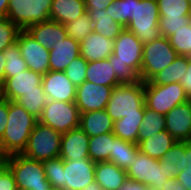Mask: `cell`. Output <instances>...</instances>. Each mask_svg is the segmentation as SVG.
<instances>
[{"mask_svg": "<svg viewBox=\"0 0 191 190\" xmlns=\"http://www.w3.org/2000/svg\"><path fill=\"white\" fill-rule=\"evenodd\" d=\"M40 190H61V189L50 186L49 188H41Z\"/></svg>", "mask_w": 191, "mask_h": 190, "instance_id": "obj_56", "label": "cell"}, {"mask_svg": "<svg viewBox=\"0 0 191 190\" xmlns=\"http://www.w3.org/2000/svg\"><path fill=\"white\" fill-rule=\"evenodd\" d=\"M185 160V142L177 141L165 154L159 159L164 166L173 168L177 173L184 171Z\"/></svg>", "mask_w": 191, "mask_h": 190, "instance_id": "obj_38", "label": "cell"}, {"mask_svg": "<svg viewBox=\"0 0 191 190\" xmlns=\"http://www.w3.org/2000/svg\"><path fill=\"white\" fill-rule=\"evenodd\" d=\"M43 75L32 70H24L16 76L7 78L0 89V96L6 100L16 101L24 93L30 91H43Z\"/></svg>", "mask_w": 191, "mask_h": 190, "instance_id": "obj_15", "label": "cell"}, {"mask_svg": "<svg viewBox=\"0 0 191 190\" xmlns=\"http://www.w3.org/2000/svg\"><path fill=\"white\" fill-rule=\"evenodd\" d=\"M9 156L10 155L4 149L3 142L0 140V169L7 167Z\"/></svg>", "mask_w": 191, "mask_h": 190, "instance_id": "obj_51", "label": "cell"}, {"mask_svg": "<svg viewBox=\"0 0 191 190\" xmlns=\"http://www.w3.org/2000/svg\"><path fill=\"white\" fill-rule=\"evenodd\" d=\"M65 27L68 36L72 37L78 43L85 40L93 32V22L87 12L73 22L65 24Z\"/></svg>", "mask_w": 191, "mask_h": 190, "instance_id": "obj_37", "label": "cell"}, {"mask_svg": "<svg viewBox=\"0 0 191 190\" xmlns=\"http://www.w3.org/2000/svg\"><path fill=\"white\" fill-rule=\"evenodd\" d=\"M177 56V52L166 37L161 36L159 39L144 43L140 80L142 82L149 81L170 65Z\"/></svg>", "mask_w": 191, "mask_h": 190, "instance_id": "obj_8", "label": "cell"}, {"mask_svg": "<svg viewBox=\"0 0 191 190\" xmlns=\"http://www.w3.org/2000/svg\"><path fill=\"white\" fill-rule=\"evenodd\" d=\"M176 178L184 186L185 190H191V168L187 169L185 166L184 171L177 173Z\"/></svg>", "mask_w": 191, "mask_h": 190, "instance_id": "obj_48", "label": "cell"}, {"mask_svg": "<svg viewBox=\"0 0 191 190\" xmlns=\"http://www.w3.org/2000/svg\"><path fill=\"white\" fill-rule=\"evenodd\" d=\"M114 40L103 37L97 32H91L80 42V56L87 62L108 59L113 53Z\"/></svg>", "mask_w": 191, "mask_h": 190, "instance_id": "obj_20", "label": "cell"}, {"mask_svg": "<svg viewBox=\"0 0 191 190\" xmlns=\"http://www.w3.org/2000/svg\"><path fill=\"white\" fill-rule=\"evenodd\" d=\"M42 164L50 185L61 189V170L64 168V160L58 157L42 161Z\"/></svg>", "mask_w": 191, "mask_h": 190, "instance_id": "obj_43", "label": "cell"}, {"mask_svg": "<svg viewBox=\"0 0 191 190\" xmlns=\"http://www.w3.org/2000/svg\"><path fill=\"white\" fill-rule=\"evenodd\" d=\"M114 121L106 110L80 113L79 127L89 136H100L113 132Z\"/></svg>", "mask_w": 191, "mask_h": 190, "instance_id": "obj_23", "label": "cell"}, {"mask_svg": "<svg viewBox=\"0 0 191 190\" xmlns=\"http://www.w3.org/2000/svg\"><path fill=\"white\" fill-rule=\"evenodd\" d=\"M9 100L0 97V140L8 124Z\"/></svg>", "mask_w": 191, "mask_h": 190, "instance_id": "obj_46", "label": "cell"}, {"mask_svg": "<svg viewBox=\"0 0 191 190\" xmlns=\"http://www.w3.org/2000/svg\"><path fill=\"white\" fill-rule=\"evenodd\" d=\"M43 91L49 100L75 102L76 87L64 71H48L42 79Z\"/></svg>", "mask_w": 191, "mask_h": 190, "instance_id": "obj_17", "label": "cell"}, {"mask_svg": "<svg viewBox=\"0 0 191 190\" xmlns=\"http://www.w3.org/2000/svg\"><path fill=\"white\" fill-rule=\"evenodd\" d=\"M163 187V190H185L176 177L168 179L167 183L163 184Z\"/></svg>", "mask_w": 191, "mask_h": 190, "instance_id": "obj_50", "label": "cell"}, {"mask_svg": "<svg viewBox=\"0 0 191 190\" xmlns=\"http://www.w3.org/2000/svg\"><path fill=\"white\" fill-rule=\"evenodd\" d=\"M159 19L156 0H134L133 17L126 29L133 32L141 42L149 43L161 37Z\"/></svg>", "mask_w": 191, "mask_h": 190, "instance_id": "obj_5", "label": "cell"}, {"mask_svg": "<svg viewBox=\"0 0 191 190\" xmlns=\"http://www.w3.org/2000/svg\"><path fill=\"white\" fill-rule=\"evenodd\" d=\"M95 162L90 158L64 161L61 170V190H81L95 180Z\"/></svg>", "mask_w": 191, "mask_h": 190, "instance_id": "obj_12", "label": "cell"}, {"mask_svg": "<svg viewBox=\"0 0 191 190\" xmlns=\"http://www.w3.org/2000/svg\"><path fill=\"white\" fill-rule=\"evenodd\" d=\"M134 0H115L110 4L106 11H109V16L126 28L129 21L133 17Z\"/></svg>", "mask_w": 191, "mask_h": 190, "instance_id": "obj_36", "label": "cell"}, {"mask_svg": "<svg viewBox=\"0 0 191 190\" xmlns=\"http://www.w3.org/2000/svg\"><path fill=\"white\" fill-rule=\"evenodd\" d=\"M49 99L44 91H30L18 98L15 102L21 105L28 113L35 116L37 119L42 115L44 106Z\"/></svg>", "mask_w": 191, "mask_h": 190, "instance_id": "obj_33", "label": "cell"}, {"mask_svg": "<svg viewBox=\"0 0 191 190\" xmlns=\"http://www.w3.org/2000/svg\"><path fill=\"white\" fill-rule=\"evenodd\" d=\"M190 23V16L160 17L158 29L160 30L161 36L168 38L176 31L180 30L186 25H189Z\"/></svg>", "mask_w": 191, "mask_h": 190, "instance_id": "obj_41", "label": "cell"}, {"mask_svg": "<svg viewBox=\"0 0 191 190\" xmlns=\"http://www.w3.org/2000/svg\"><path fill=\"white\" fill-rule=\"evenodd\" d=\"M166 131L179 142H191V100L178 104L165 115Z\"/></svg>", "mask_w": 191, "mask_h": 190, "instance_id": "obj_16", "label": "cell"}, {"mask_svg": "<svg viewBox=\"0 0 191 190\" xmlns=\"http://www.w3.org/2000/svg\"><path fill=\"white\" fill-rule=\"evenodd\" d=\"M5 64L6 59L4 58L3 51H0V89L3 87L5 82Z\"/></svg>", "mask_w": 191, "mask_h": 190, "instance_id": "obj_52", "label": "cell"}, {"mask_svg": "<svg viewBox=\"0 0 191 190\" xmlns=\"http://www.w3.org/2000/svg\"><path fill=\"white\" fill-rule=\"evenodd\" d=\"M26 31L44 48L52 46L68 36L65 25L49 20L29 26Z\"/></svg>", "mask_w": 191, "mask_h": 190, "instance_id": "obj_21", "label": "cell"}, {"mask_svg": "<svg viewBox=\"0 0 191 190\" xmlns=\"http://www.w3.org/2000/svg\"><path fill=\"white\" fill-rule=\"evenodd\" d=\"M0 190H18L14 175L8 167L0 169Z\"/></svg>", "mask_w": 191, "mask_h": 190, "instance_id": "obj_44", "label": "cell"}, {"mask_svg": "<svg viewBox=\"0 0 191 190\" xmlns=\"http://www.w3.org/2000/svg\"><path fill=\"white\" fill-rule=\"evenodd\" d=\"M144 96L146 107L163 115L189 100L180 83L156 85L145 82Z\"/></svg>", "mask_w": 191, "mask_h": 190, "instance_id": "obj_10", "label": "cell"}, {"mask_svg": "<svg viewBox=\"0 0 191 190\" xmlns=\"http://www.w3.org/2000/svg\"><path fill=\"white\" fill-rule=\"evenodd\" d=\"M16 43L29 70L41 75L49 71V49L40 45L26 30L19 32Z\"/></svg>", "mask_w": 191, "mask_h": 190, "instance_id": "obj_13", "label": "cell"}, {"mask_svg": "<svg viewBox=\"0 0 191 190\" xmlns=\"http://www.w3.org/2000/svg\"><path fill=\"white\" fill-rule=\"evenodd\" d=\"M144 115H131L114 122L113 133L122 140L138 144V133Z\"/></svg>", "mask_w": 191, "mask_h": 190, "instance_id": "obj_31", "label": "cell"}, {"mask_svg": "<svg viewBox=\"0 0 191 190\" xmlns=\"http://www.w3.org/2000/svg\"><path fill=\"white\" fill-rule=\"evenodd\" d=\"M184 166L191 168V142H185V160Z\"/></svg>", "mask_w": 191, "mask_h": 190, "instance_id": "obj_53", "label": "cell"}, {"mask_svg": "<svg viewBox=\"0 0 191 190\" xmlns=\"http://www.w3.org/2000/svg\"><path fill=\"white\" fill-rule=\"evenodd\" d=\"M21 29L7 17L0 18V51L16 43Z\"/></svg>", "mask_w": 191, "mask_h": 190, "instance_id": "obj_40", "label": "cell"}, {"mask_svg": "<svg viewBox=\"0 0 191 190\" xmlns=\"http://www.w3.org/2000/svg\"><path fill=\"white\" fill-rule=\"evenodd\" d=\"M143 42L126 28L114 40L113 53L108 58L113 64L119 84H133L140 81Z\"/></svg>", "mask_w": 191, "mask_h": 190, "instance_id": "obj_1", "label": "cell"}, {"mask_svg": "<svg viewBox=\"0 0 191 190\" xmlns=\"http://www.w3.org/2000/svg\"><path fill=\"white\" fill-rule=\"evenodd\" d=\"M7 167L14 175L18 190H40L51 186L46 178L42 161L14 154L9 156Z\"/></svg>", "mask_w": 191, "mask_h": 190, "instance_id": "obj_6", "label": "cell"}, {"mask_svg": "<svg viewBox=\"0 0 191 190\" xmlns=\"http://www.w3.org/2000/svg\"><path fill=\"white\" fill-rule=\"evenodd\" d=\"M176 142L177 141L164 130L141 141L138 144V148L141 153L159 160Z\"/></svg>", "mask_w": 191, "mask_h": 190, "instance_id": "obj_26", "label": "cell"}, {"mask_svg": "<svg viewBox=\"0 0 191 190\" xmlns=\"http://www.w3.org/2000/svg\"><path fill=\"white\" fill-rule=\"evenodd\" d=\"M119 190H152L149 186H146L137 181L127 179V181L123 184L121 189Z\"/></svg>", "mask_w": 191, "mask_h": 190, "instance_id": "obj_49", "label": "cell"}, {"mask_svg": "<svg viewBox=\"0 0 191 190\" xmlns=\"http://www.w3.org/2000/svg\"><path fill=\"white\" fill-rule=\"evenodd\" d=\"M113 87L84 81L76 88L75 104L80 113L104 110Z\"/></svg>", "mask_w": 191, "mask_h": 190, "instance_id": "obj_14", "label": "cell"}, {"mask_svg": "<svg viewBox=\"0 0 191 190\" xmlns=\"http://www.w3.org/2000/svg\"><path fill=\"white\" fill-rule=\"evenodd\" d=\"M53 0H9L7 18L21 30L50 20Z\"/></svg>", "mask_w": 191, "mask_h": 190, "instance_id": "obj_9", "label": "cell"}, {"mask_svg": "<svg viewBox=\"0 0 191 190\" xmlns=\"http://www.w3.org/2000/svg\"><path fill=\"white\" fill-rule=\"evenodd\" d=\"M87 64L88 62L82 56H79L64 70L67 78L76 88L86 81Z\"/></svg>", "mask_w": 191, "mask_h": 190, "instance_id": "obj_42", "label": "cell"}, {"mask_svg": "<svg viewBox=\"0 0 191 190\" xmlns=\"http://www.w3.org/2000/svg\"><path fill=\"white\" fill-rule=\"evenodd\" d=\"M49 55V70L64 71L74 59L80 56V43L66 36L64 40L52 46Z\"/></svg>", "mask_w": 191, "mask_h": 190, "instance_id": "obj_19", "label": "cell"}, {"mask_svg": "<svg viewBox=\"0 0 191 190\" xmlns=\"http://www.w3.org/2000/svg\"><path fill=\"white\" fill-rule=\"evenodd\" d=\"M86 6V12L88 14H95L103 9H106L115 0H84Z\"/></svg>", "mask_w": 191, "mask_h": 190, "instance_id": "obj_45", "label": "cell"}, {"mask_svg": "<svg viewBox=\"0 0 191 190\" xmlns=\"http://www.w3.org/2000/svg\"><path fill=\"white\" fill-rule=\"evenodd\" d=\"M89 138L80 127L62 134L59 157L74 162L80 158H89Z\"/></svg>", "mask_w": 191, "mask_h": 190, "instance_id": "obj_18", "label": "cell"}, {"mask_svg": "<svg viewBox=\"0 0 191 190\" xmlns=\"http://www.w3.org/2000/svg\"><path fill=\"white\" fill-rule=\"evenodd\" d=\"M9 0H0V17H6Z\"/></svg>", "mask_w": 191, "mask_h": 190, "instance_id": "obj_54", "label": "cell"}, {"mask_svg": "<svg viewBox=\"0 0 191 190\" xmlns=\"http://www.w3.org/2000/svg\"><path fill=\"white\" fill-rule=\"evenodd\" d=\"M114 137L113 132L90 137L88 148L89 158L95 163L109 161Z\"/></svg>", "mask_w": 191, "mask_h": 190, "instance_id": "obj_30", "label": "cell"}, {"mask_svg": "<svg viewBox=\"0 0 191 190\" xmlns=\"http://www.w3.org/2000/svg\"><path fill=\"white\" fill-rule=\"evenodd\" d=\"M160 17L190 16V0H156Z\"/></svg>", "mask_w": 191, "mask_h": 190, "instance_id": "obj_35", "label": "cell"}, {"mask_svg": "<svg viewBox=\"0 0 191 190\" xmlns=\"http://www.w3.org/2000/svg\"><path fill=\"white\" fill-rule=\"evenodd\" d=\"M81 190H103L102 187L94 180L92 183H90L86 188H83Z\"/></svg>", "mask_w": 191, "mask_h": 190, "instance_id": "obj_55", "label": "cell"}, {"mask_svg": "<svg viewBox=\"0 0 191 190\" xmlns=\"http://www.w3.org/2000/svg\"><path fill=\"white\" fill-rule=\"evenodd\" d=\"M180 85L184 88L186 95L191 100V57H189V64L187 67V73L180 81Z\"/></svg>", "mask_w": 191, "mask_h": 190, "instance_id": "obj_47", "label": "cell"}, {"mask_svg": "<svg viewBox=\"0 0 191 190\" xmlns=\"http://www.w3.org/2000/svg\"><path fill=\"white\" fill-rule=\"evenodd\" d=\"M188 64V56L178 55L170 65L158 72L149 81H147V83L156 85L180 83L184 75L187 73Z\"/></svg>", "mask_w": 191, "mask_h": 190, "instance_id": "obj_27", "label": "cell"}, {"mask_svg": "<svg viewBox=\"0 0 191 190\" xmlns=\"http://www.w3.org/2000/svg\"><path fill=\"white\" fill-rule=\"evenodd\" d=\"M38 121L64 134L80 125V111L75 102L49 100Z\"/></svg>", "mask_w": 191, "mask_h": 190, "instance_id": "obj_11", "label": "cell"}, {"mask_svg": "<svg viewBox=\"0 0 191 190\" xmlns=\"http://www.w3.org/2000/svg\"><path fill=\"white\" fill-rule=\"evenodd\" d=\"M127 179L126 170L110 161L95 164V181L103 190H119Z\"/></svg>", "mask_w": 191, "mask_h": 190, "instance_id": "obj_22", "label": "cell"}, {"mask_svg": "<svg viewBox=\"0 0 191 190\" xmlns=\"http://www.w3.org/2000/svg\"><path fill=\"white\" fill-rule=\"evenodd\" d=\"M3 55L6 59L5 80L28 69L26 62L21 56V51L17 43L6 48L3 51Z\"/></svg>", "mask_w": 191, "mask_h": 190, "instance_id": "obj_34", "label": "cell"}, {"mask_svg": "<svg viewBox=\"0 0 191 190\" xmlns=\"http://www.w3.org/2000/svg\"><path fill=\"white\" fill-rule=\"evenodd\" d=\"M86 81L113 88L120 85L117 81L113 64H110L109 59L88 62Z\"/></svg>", "mask_w": 191, "mask_h": 190, "instance_id": "obj_25", "label": "cell"}, {"mask_svg": "<svg viewBox=\"0 0 191 190\" xmlns=\"http://www.w3.org/2000/svg\"><path fill=\"white\" fill-rule=\"evenodd\" d=\"M8 124L1 138L9 155L22 154L38 119L21 105L9 100Z\"/></svg>", "mask_w": 191, "mask_h": 190, "instance_id": "obj_2", "label": "cell"}, {"mask_svg": "<svg viewBox=\"0 0 191 190\" xmlns=\"http://www.w3.org/2000/svg\"><path fill=\"white\" fill-rule=\"evenodd\" d=\"M93 22V31L103 37L115 40L118 35L125 29L121 24L109 16V11L103 9L95 14H89Z\"/></svg>", "mask_w": 191, "mask_h": 190, "instance_id": "obj_29", "label": "cell"}, {"mask_svg": "<svg viewBox=\"0 0 191 190\" xmlns=\"http://www.w3.org/2000/svg\"><path fill=\"white\" fill-rule=\"evenodd\" d=\"M128 179L137 181L152 190H163V184L177 176V171L164 166L159 160L139 152L135 161L126 169Z\"/></svg>", "mask_w": 191, "mask_h": 190, "instance_id": "obj_4", "label": "cell"}, {"mask_svg": "<svg viewBox=\"0 0 191 190\" xmlns=\"http://www.w3.org/2000/svg\"><path fill=\"white\" fill-rule=\"evenodd\" d=\"M165 120V115L157 113L145 105L144 118L138 133V144L153 134L166 130Z\"/></svg>", "mask_w": 191, "mask_h": 190, "instance_id": "obj_32", "label": "cell"}, {"mask_svg": "<svg viewBox=\"0 0 191 190\" xmlns=\"http://www.w3.org/2000/svg\"><path fill=\"white\" fill-rule=\"evenodd\" d=\"M84 13H86L84 0H53L50 20L65 25L81 17Z\"/></svg>", "mask_w": 191, "mask_h": 190, "instance_id": "obj_24", "label": "cell"}, {"mask_svg": "<svg viewBox=\"0 0 191 190\" xmlns=\"http://www.w3.org/2000/svg\"><path fill=\"white\" fill-rule=\"evenodd\" d=\"M144 87L145 82L140 80L133 84H120L112 89L105 110L114 122L126 116L144 115Z\"/></svg>", "mask_w": 191, "mask_h": 190, "instance_id": "obj_3", "label": "cell"}, {"mask_svg": "<svg viewBox=\"0 0 191 190\" xmlns=\"http://www.w3.org/2000/svg\"><path fill=\"white\" fill-rule=\"evenodd\" d=\"M139 152L138 144L115 136L109 161L126 170L135 161Z\"/></svg>", "mask_w": 191, "mask_h": 190, "instance_id": "obj_28", "label": "cell"}, {"mask_svg": "<svg viewBox=\"0 0 191 190\" xmlns=\"http://www.w3.org/2000/svg\"><path fill=\"white\" fill-rule=\"evenodd\" d=\"M61 137L62 134L58 131L38 121L30 134L22 155L37 161L58 158Z\"/></svg>", "mask_w": 191, "mask_h": 190, "instance_id": "obj_7", "label": "cell"}, {"mask_svg": "<svg viewBox=\"0 0 191 190\" xmlns=\"http://www.w3.org/2000/svg\"><path fill=\"white\" fill-rule=\"evenodd\" d=\"M178 55L191 57V23L168 37Z\"/></svg>", "mask_w": 191, "mask_h": 190, "instance_id": "obj_39", "label": "cell"}]
</instances>
